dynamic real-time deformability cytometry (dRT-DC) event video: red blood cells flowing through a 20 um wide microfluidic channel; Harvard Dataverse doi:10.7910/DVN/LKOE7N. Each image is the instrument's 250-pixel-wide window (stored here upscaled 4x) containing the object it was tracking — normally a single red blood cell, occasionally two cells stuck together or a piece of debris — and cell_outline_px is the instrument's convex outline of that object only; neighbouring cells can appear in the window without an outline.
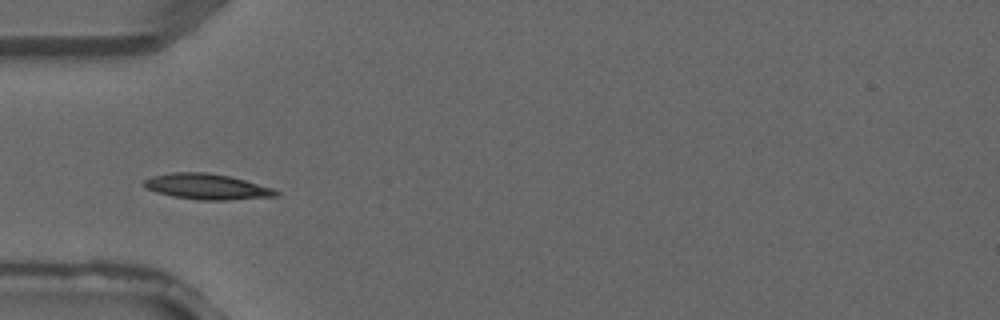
{"species": "common noctule bat (a hibernating species)", "species_latin": "Nyctalus noctula", "temperature_condition": "warm", "stored_images_in_passage": 2, "camera_frame_rate_fps": 3000, "um_per_image_px": 0.085, "animal": {"sex": "male", "forearm_length_mm": 52.5}, "frame": {"image": 1, "passage_image": 1, "time_ms": 0.0, "image_size_px": [1000, 320], "cell_outline_px": [[280, 196], [228, 200], [200, 200], [172, 196], [156, 192], [148, 188], [144, 184], [144, 180], [152, 176], [172, 172], [208, 172], [228, 176], [244, 180], [272, 188], [280, 192]], "centroid_in_image_um": [17.61, 15.86], "position_along_channel_um": 67.4, "area_um2": 19.59}}
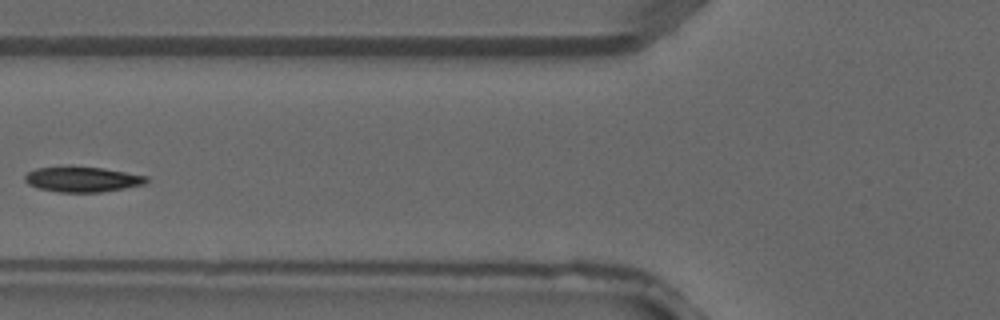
{"frame": {"image": 2, "passage_image": 2, "time_ms": 0.333, "image_size_px": [1000, 320], "cell_outline_px": [[148, 180], [144, 184], [124, 188], [100, 192], [60, 192], [40, 188], [28, 184], [24, 180], [24, 176], [28, 172], [36, 168], [68, 164], [104, 168], [148, 176]], "centroid_in_image_um": [6.97, 15.2], "position_along_channel_um": 118.8, "area_um2": 18.32}}